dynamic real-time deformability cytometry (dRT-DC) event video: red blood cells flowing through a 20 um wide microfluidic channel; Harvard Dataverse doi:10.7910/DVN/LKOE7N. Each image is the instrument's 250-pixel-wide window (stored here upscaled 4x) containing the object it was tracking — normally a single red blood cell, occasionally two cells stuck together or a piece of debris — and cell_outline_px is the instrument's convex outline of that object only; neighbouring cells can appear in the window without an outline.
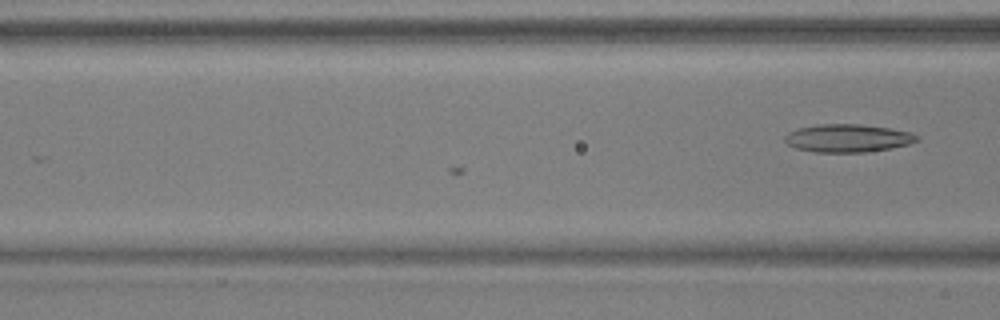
{"species": "common noctule bat (a hibernating species)", "species_latin": "Nyctalus noctula", "temperature_condition": "warm", "stored_images_in_passage": 4, "camera_frame_rate_fps": 3000, "um_per_image_px": 0.085, "animal": {"sex": "male", "body_mass_g": 17.9, "forearm_length_mm": 54.2}, "frame": {"image": 1, "passage_image": 4, "time_ms": 1.0, "image_size_px": [1000, 320], "cell_outline_px": [[920, 140], [908, 144], [892, 148], [864, 152], [812, 152], [796, 148], [788, 144], [784, 140], [784, 136], [788, 132], [800, 128], [816, 124], [860, 124], [888, 128], [908, 132], [920, 136]], "centroid_in_image_um": [72.05, 11.74], "position_along_channel_um": 94.6, "area_um2": 21.5}}